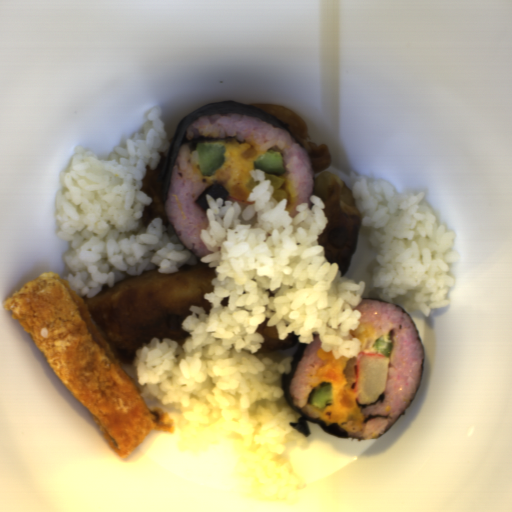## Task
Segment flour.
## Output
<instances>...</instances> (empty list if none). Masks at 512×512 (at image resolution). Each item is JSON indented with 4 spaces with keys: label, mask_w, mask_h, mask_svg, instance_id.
<instances>
[{
    "label": "flour",
    "mask_w": 512,
    "mask_h": 512,
    "mask_svg": "<svg viewBox=\"0 0 512 512\" xmlns=\"http://www.w3.org/2000/svg\"><path fill=\"white\" fill-rule=\"evenodd\" d=\"M216 276L208 264H185L175 273L155 269L128 276L113 287L102 286L90 299L81 297L112 354L132 366L137 350L153 338L180 345L189 338L182 322L193 305L210 314L213 306L205 295L215 291Z\"/></svg>",
    "instance_id": "obj_1"
},
{
    "label": "flour",
    "mask_w": 512,
    "mask_h": 512,
    "mask_svg": "<svg viewBox=\"0 0 512 512\" xmlns=\"http://www.w3.org/2000/svg\"><path fill=\"white\" fill-rule=\"evenodd\" d=\"M269 319L257 326L256 332L264 338L260 348L276 352H285L294 347L299 341L296 334L292 331L284 339H279L277 326H269Z\"/></svg>",
    "instance_id": "obj_4"
},
{
    "label": "flour",
    "mask_w": 512,
    "mask_h": 512,
    "mask_svg": "<svg viewBox=\"0 0 512 512\" xmlns=\"http://www.w3.org/2000/svg\"><path fill=\"white\" fill-rule=\"evenodd\" d=\"M254 107L285 124L307 153L314 173L313 196L323 201V214L327 220L318 235V243L323 246L326 261L337 264L343 278L357 249L362 225L361 212L353 192L342 179L327 171L332 162L328 146L316 145L308 140V126L300 115L286 106L270 103L256 104Z\"/></svg>",
    "instance_id": "obj_2"
},
{
    "label": "flour",
    "mask_w": 512,
    "mask_h": 512,
    "mask_svg": "<svg viewBox=\"0 0 512 512\" xmlns=\"http://www.w3.org/2000/svg\"><path fill=\"white\" fill-rule=\"evenodd\" d=\"M168 150L160 153L159 160L155 168H149L147 165L142 179V192L152 198V203L144 206L140 223L142 227L149 225L153 219H163L165 225L169 223L164 211L163 205V187L167 162Z\"/></svg>",
    "instance_id": "obj_3"
}]
</instances>
